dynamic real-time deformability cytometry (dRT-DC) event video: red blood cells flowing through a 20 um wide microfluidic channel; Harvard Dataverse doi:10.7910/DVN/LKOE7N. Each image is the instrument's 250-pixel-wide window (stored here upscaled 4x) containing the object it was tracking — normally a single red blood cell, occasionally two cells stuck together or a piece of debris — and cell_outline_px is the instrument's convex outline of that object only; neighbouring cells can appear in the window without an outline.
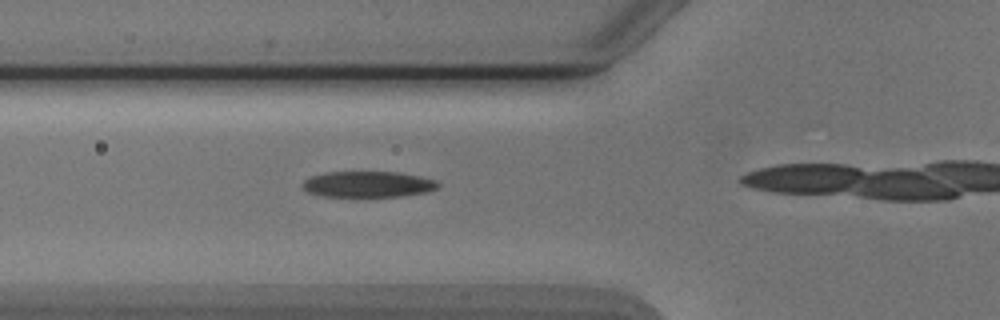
{"species": "Egyptian fruit bat (a non-hibernating species)", "species_latin": "Rousettus aegyptiacus", "temperature_condition": "cold", "stored_images_in_passage": 5, "camera_frame_rate_fps": 3000, "um_per_image_px": 0.085, "animal": {"sex": "male"}, "frame": {"image": 1, "passage_image": 4, "time_ms": 3.667, "image_size_px": [1000, 320], "cell_outline_px": [[440, 184], [436, 188], [428, 192], [400, 196], [320, 196], [308, 192], [300, 184], [304, 180], [312, 176], [324, 172], [400, 172], [420, 176], [436, 180]], "centroid_in_image_um": [31.27, 15.65], "position_along_channel_um": 94.5, "area_um2": 20.52}}